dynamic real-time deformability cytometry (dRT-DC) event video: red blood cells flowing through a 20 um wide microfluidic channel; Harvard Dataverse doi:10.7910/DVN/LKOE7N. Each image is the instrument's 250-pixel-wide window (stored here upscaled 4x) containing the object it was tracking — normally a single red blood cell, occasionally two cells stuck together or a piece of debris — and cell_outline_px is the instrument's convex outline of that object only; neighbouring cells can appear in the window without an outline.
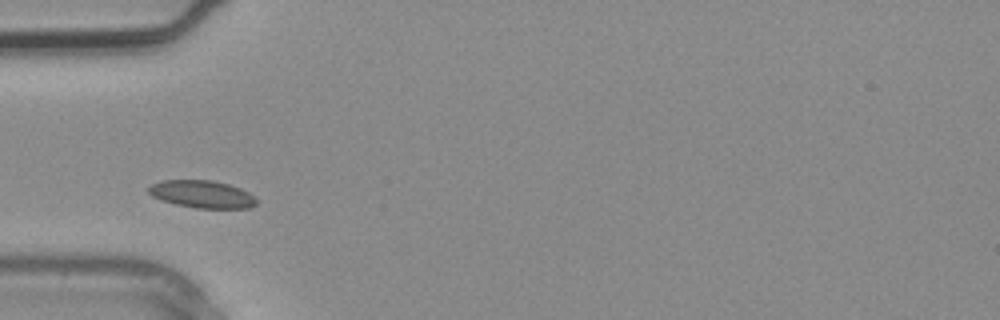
{"species": "common noctule bat (a hibernating species)", "species_latin": "Nyctalus noctula", "temperature_condition": "warm", "stored_images_in_passage": 2, "camera_frame_rate_fps": 3000, "um_per_image_px": 0.085, "animal": {"sex": "male", "body_mass_g": 20.4}, "frame": {"image": 1, "passage_image": 2, "time_ms": 0.333, "image_size_px": [1000, 320], "cell_outline_px": [[256, 204], [248, 208], [196, 208], [176, 204], [160, 200], [152, 196], [148, 192], [148, 188], [152, 184], [164, 180], [212, 180], [228, 184], [240, 188], [248, 192], [256, 200]], "centroid_in_image_um": [17.15, 16.5], "position_along_channel_um": 67.9, "area_um2": 17.17}}